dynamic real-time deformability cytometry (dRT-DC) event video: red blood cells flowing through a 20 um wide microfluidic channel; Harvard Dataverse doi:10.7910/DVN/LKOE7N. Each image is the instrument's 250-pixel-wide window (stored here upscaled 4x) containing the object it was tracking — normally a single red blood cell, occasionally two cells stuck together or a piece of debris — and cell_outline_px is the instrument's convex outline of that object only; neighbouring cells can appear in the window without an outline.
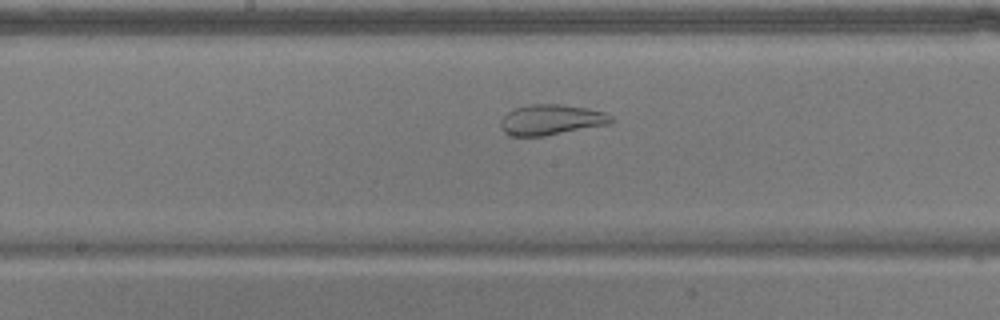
{"species": "common noctule bat (a hibernating species)", "species_latin": "Nyctalus noctula", "temperature_condition": "warm", "stored_images_in_passage": 55, "camera_frame_rate_fps": 3000, "um_per_image_px": 0.085, "animal": {"sex": "male", "body_mass_g": 17.9}, "frame": {"image": 1, "passage_image": 28, "time_ms": 9.0, "image_size_px": [1000, 320], "cell_outline_px": [[616, 120], [608, 124], [544, 136], [508, 136], [504, 132], [500, 124], [500, 120], [512, 108], [532, 104], [560, 104], [588, 108], [604, 112], [612, 116]], "centroid_in_image_um": [46.84, 10.17], "position_along_channel_um": 201.4, "area_um2": 19.71}}
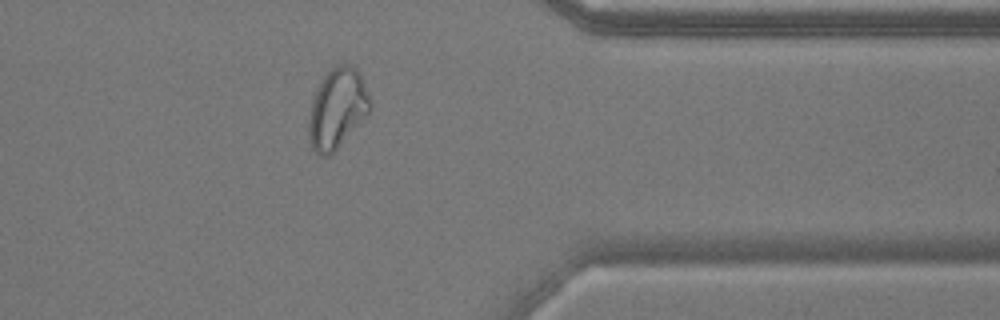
{"frame": {"image": 2, "passage_image": 44, "time_ms": 14.333, "image_size_px": [1000, 320], "cell_outline_px": [[372, 108], [336, 148], [328, 156], [320, 156], [312, 148], [308, 140], [308, 120], [312, 100], [316, 88], [324, 76], [336, 64], [352, 64], [356, 68], [372, 100]], "centroid_in_image_um": [28.64, 9.19], "position_along_channel_um": 382.8, "area_um2": 28.32}}
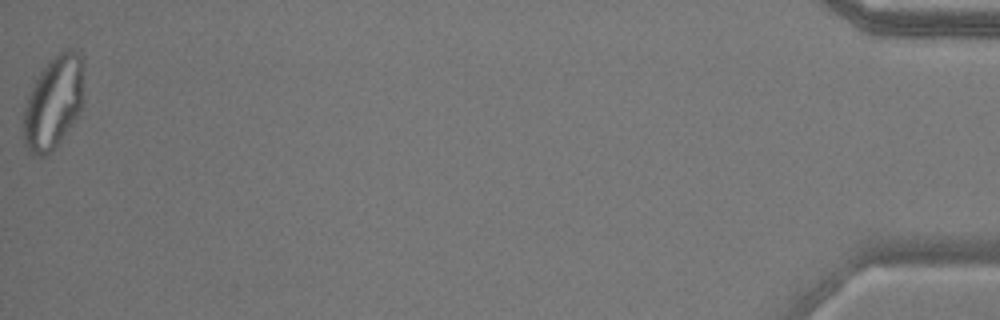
{"frame": {"image": 3, "passage_image": 55, "time_ms": 18.0, "image_size_px": [1000, 320], "cell_outline_px": [[84, 100], [80, 112], [60, 140], [48, 156], [36, 156], [28, 152], [24, 144], [24, 108], [32, 84], [48, 60], [56, 52], [64, 48], [72, 48], [80, 56]], "centroid_in_image_um": [4.53, 8.7], "position_along_channel_um": 430.7, "area_um2": 32.77}, "authors_computed_cell_mechanics": {"area_um2": 28.8422, "velocity_mm_per_s": 3.6633, "shape_relaxation_time_tau1_ms": null, "shape_relaxation_time_tau2_ms": 1.2471, "deformation_change_tau1": null, "deformation_change_tau2": 0.0898}}